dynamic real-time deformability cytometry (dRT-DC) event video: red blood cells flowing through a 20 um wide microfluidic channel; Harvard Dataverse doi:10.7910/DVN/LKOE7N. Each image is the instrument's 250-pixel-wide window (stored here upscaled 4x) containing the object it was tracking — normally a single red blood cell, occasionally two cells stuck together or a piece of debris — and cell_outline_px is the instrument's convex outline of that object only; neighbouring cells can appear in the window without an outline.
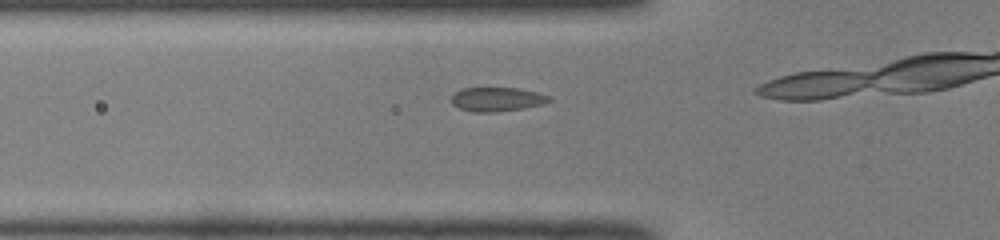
{"species": "common noctule bat (a hibernating species)", "species_latin": "Nyctalus noctula", "temperature_condition": "room temperature", "stored_images_in_passage": 22, "camera_frame_rate_fps": 3000, "um_per_image_px": 0.085, "animal": {"sex": "male", "body_mass_g": 19.0, "forearm_length_mm": 50.8}, "frame": {"image": 1, "passage_image": 7, "time_ms": 2.0, "image_size_px": [1000, 240], "cell_outline_px": [[552, 100], [540, 104], [524, 108], [496, 112], [472, 112], [460, 108], [452, 104], [452, 96], [460, 88], [520, 88], [552, 96]], "centroid_in_image_um": [42.25, 8.43], "position_along_channel_um": 83.6, "area_um2": 13.7}}